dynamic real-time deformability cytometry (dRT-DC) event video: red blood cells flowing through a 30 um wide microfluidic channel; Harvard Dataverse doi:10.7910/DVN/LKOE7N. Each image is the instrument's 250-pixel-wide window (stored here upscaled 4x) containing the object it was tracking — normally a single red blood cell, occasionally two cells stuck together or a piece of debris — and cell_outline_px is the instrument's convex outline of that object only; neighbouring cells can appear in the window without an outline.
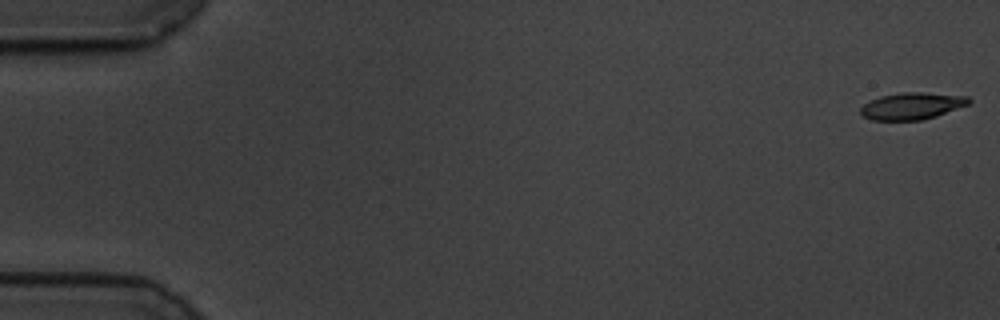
{"species": "common noctule bat (a hibernating species)", "species_latin": "Nyctalus noctula", "temperature_condition": "cold", "stored_images_in_passage": 58, "camera_frame_rate_fps": 3000, "um_per_image_px": 0.085, "animal": {"sex": "male", "body_mass_g": 19.5, "forearm_length_mm": 54.6}, "frame": {"image": 1, "passage_image": 1, "time_ms": 0.0, "image_size_px": [1000, 320], "cell_outline_px": [[972, 100], [968, 104], [936, 116], [924, 120], [872, 120], [860, 116], [860, 108], [864, 104], [880, 96], [904, 92], [924, 92], [968, 96]], "centroid_in_image_um": [77.5, 9.01], "position_along_channel_um": 7.5, "area_um2": 16.99}}
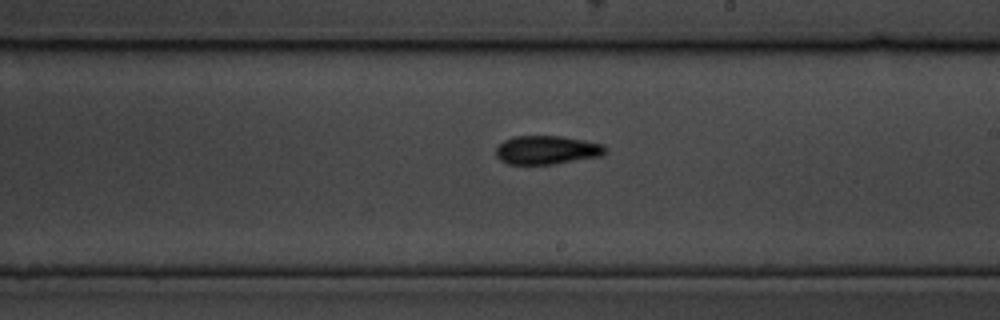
{"frame": {"image": 2, "passage_image": 34, "time_ms": 11.0, "image_size_px": [1000, 320], "cell_outline_px": [[608, 148], [600, 156], [552, 164], [508, 164], [500, 160], [496, 156], [496, 148], [504, 140], [512, 136], [560, 136], [584, 140], [604, 144]], "centroid_in_image_um": [46.47, 12.74], "position_along_channel_um": 242.5, "area_um2": 18.21}}
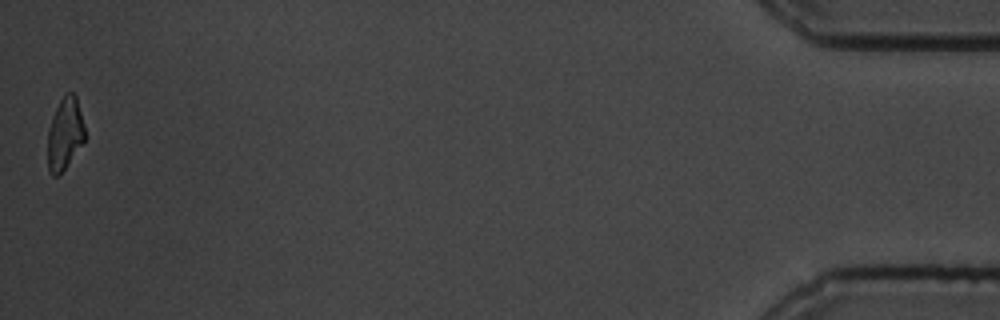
{"frame": {"image": 3, "passage_image": 58, "time_ms": 19.0, "image_size_px": [1000, 320], "cell_outline_px": [[84, 144], [64, 168], [56, 176], [52, 176], [48, 168], [48, 128], [52, 116], [64, 92], [72, 92], [76, 96], [84, 124]], "centroid_in_image_um": [5.51, 11.34], "position_along_channel_um": 429.7, "area_um2": 15.61}, "authors_computed_cell_mechanics": {"area_um2": 17.4267, "velocity_mm_per_s": 3.4756, "shape_relaxation_time_tau1_ms": 4.5429, "shape_relaxation_time_tau2_ms": 6.2999, "deformation_change_tau1": 0.1475, "deformation_change_tau2": 0.1382}}